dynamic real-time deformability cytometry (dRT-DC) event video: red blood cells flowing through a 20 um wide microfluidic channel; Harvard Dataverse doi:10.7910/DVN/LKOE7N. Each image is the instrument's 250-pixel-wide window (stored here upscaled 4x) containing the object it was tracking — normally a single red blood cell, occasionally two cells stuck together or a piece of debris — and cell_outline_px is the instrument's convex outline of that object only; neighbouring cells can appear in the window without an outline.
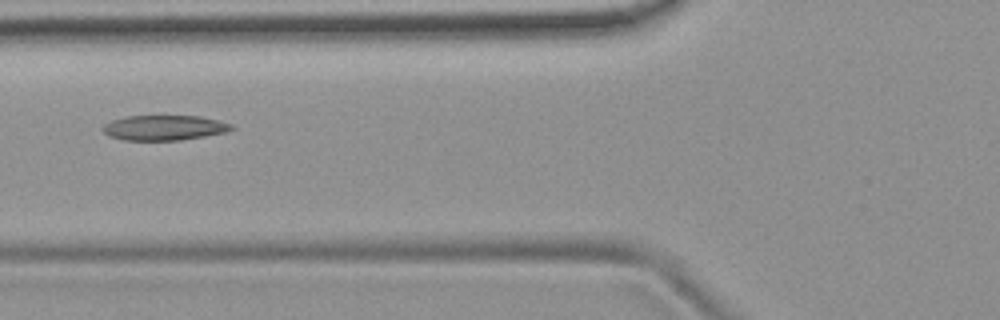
{"species": "common noctule bat (a hibernating species)", "species_latin": "Nyctalus noctula", "temperature_condition": "room temperature", "stored_images_in_passage": 8, "camera_frame_rate_fps": 3000, "um_per_image_px": 0.085, "animal": {"sex": "female", "body_mass_g": 19.9}, "frame": {"image": 1, "passage_image": 6, "time_ms": 1.667, "image_size_px": [1000, 320], "cell_outline_px": [[236, 128], [224, 132], [204, 136], [180, 140], [124, 140], [108, 136], [100, 128], [104, 124], [112, 120], [124, 116], [200, 116], [232, 124]], "centroid_in_image_um": [13.91, 10.85], "position_along_channel_um": 111.9, "area_um2": 18.79}}
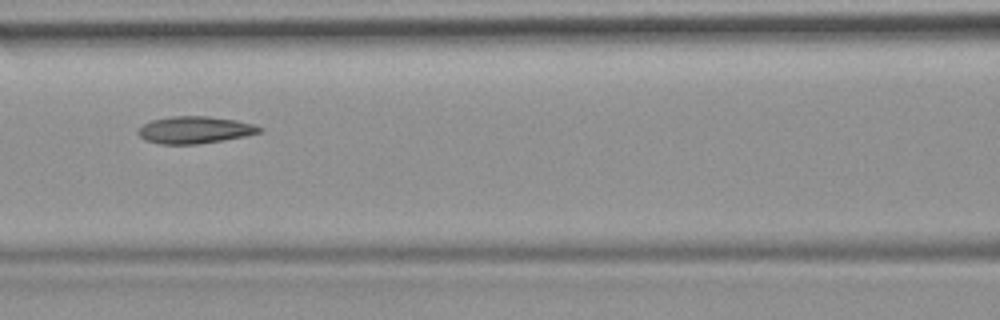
{"frame": {"image": 2, "passage_image": 7, "time_ms": 2.0, "image_size_px": [1000, 320], "cell_outline_px": [[264, 128], [260, 132], [244, 136], [200, 144], [160, 144], [144, 140], [136, 132], [144, 124], [152, 120], [172, 116], [208, 116], [236, 120], [252, 124]], "centroid_in_image_um": [16.54, 11.04], "position_along_channel_um": 150.1, "area_um2": 19.07}}
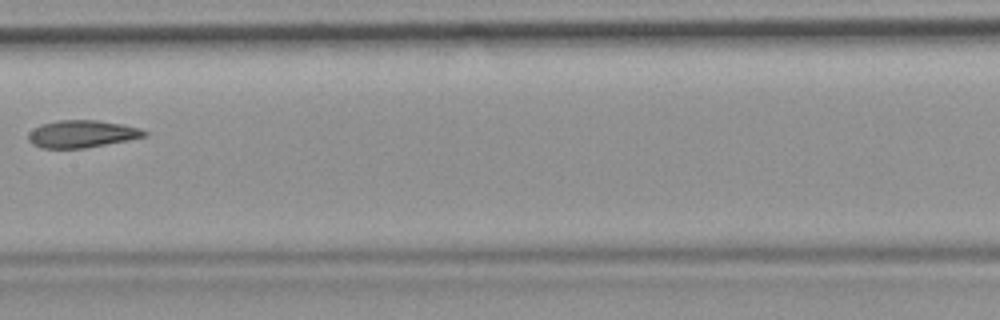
{"frame": {"image": 3, "passage_image": 8, "time_ms": 2.333, "image_size_px": [1000, 320], "cell_outline_px": [[148, 136], [128, 140], [84, 148], [40, 148], [32, 144], [28, 140], [28, 136], [40, 124], [56, 120], [96, 120], [124, 124], [140, 128], [148, 132]], "centroid_in_image_um": [6.99, 11.38], "position_along_channel_um": 200.4, "area_um2": 18.5}}